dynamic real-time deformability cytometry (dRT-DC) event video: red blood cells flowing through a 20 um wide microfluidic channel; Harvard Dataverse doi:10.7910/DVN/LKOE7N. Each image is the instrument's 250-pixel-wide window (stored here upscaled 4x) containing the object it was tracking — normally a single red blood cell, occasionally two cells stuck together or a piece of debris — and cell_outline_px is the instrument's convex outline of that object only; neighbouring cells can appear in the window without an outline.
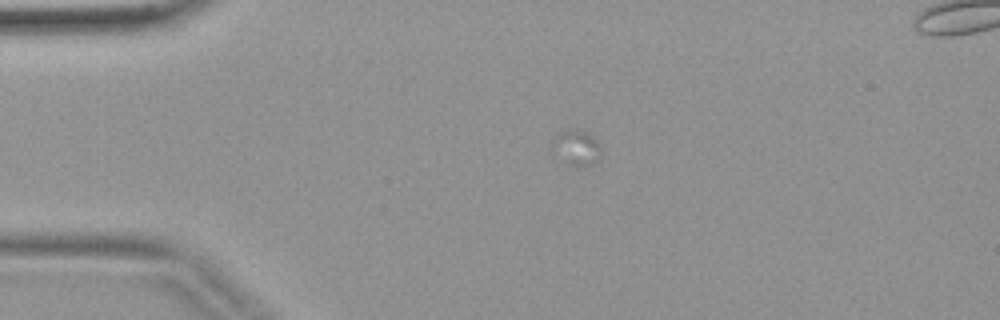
{"species": "common noctule bat (a hibernating species)", "species_latin": "Nyctalus noctula", "temperature_condition": "warm", "stored_images_in_passage": 3, "camera_frame_rate_fps": 3000, "um_per_image_px": 0.085, "animal": {"sex": "female", "body_mass_g": 19.9}, "frame": {"image": 1, "passage_image": 2, "time_ms": 0.333, "image_size_px": [1000, 320], "cell_outline_px": [[600, 156], [596, 160], [588, 164], [572, 164], [552, 156], [548, 152], [548, 148], [552, 136], [564, 128], [576, 128], [588, 132], [600, 144]], "centroid_in_image_um": [48.83, 12.46], "position_along_channel_um": 36.2, "area_um2": 10.58}}